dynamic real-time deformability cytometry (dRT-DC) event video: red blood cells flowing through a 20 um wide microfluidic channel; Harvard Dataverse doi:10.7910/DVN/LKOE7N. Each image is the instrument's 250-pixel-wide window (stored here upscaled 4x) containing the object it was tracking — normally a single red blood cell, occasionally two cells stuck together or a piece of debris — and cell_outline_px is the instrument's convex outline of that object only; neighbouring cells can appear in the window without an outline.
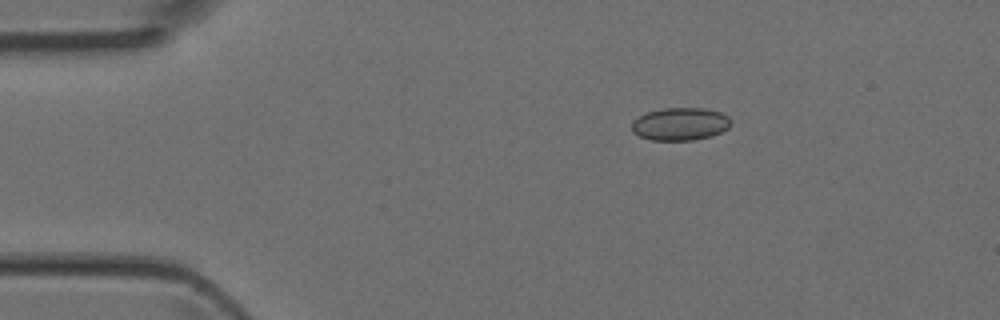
{"species": "Egyptian fruit bat (a non-hibernating species)", "species_latin": "Rousettus aegyptiacus", "temperature_condition": "room temperature", "stored_images_in_passage": 3, "camera_frame_rate_fps": 3000, "um_per_image_px": 0.085, "animal": {"sex": "female"}, "frame": {"image": 1, "passage_image": 1, "time_ms": 0.0, "image_size_px": [1000, 320], "cell_outline_px": [[732, 124], [728, 128], [712, 136], [692, 140], [652, 140], [640, 136], [632, 132], [632, 120], [648, 112], [664, 108], [704, 108], [720, 112], [728, 116], [732, 120]], "centroid_in_image_um": [57.84, 10.54], "position_along_channel_um": 27.2, "area_um2": 18.96}}